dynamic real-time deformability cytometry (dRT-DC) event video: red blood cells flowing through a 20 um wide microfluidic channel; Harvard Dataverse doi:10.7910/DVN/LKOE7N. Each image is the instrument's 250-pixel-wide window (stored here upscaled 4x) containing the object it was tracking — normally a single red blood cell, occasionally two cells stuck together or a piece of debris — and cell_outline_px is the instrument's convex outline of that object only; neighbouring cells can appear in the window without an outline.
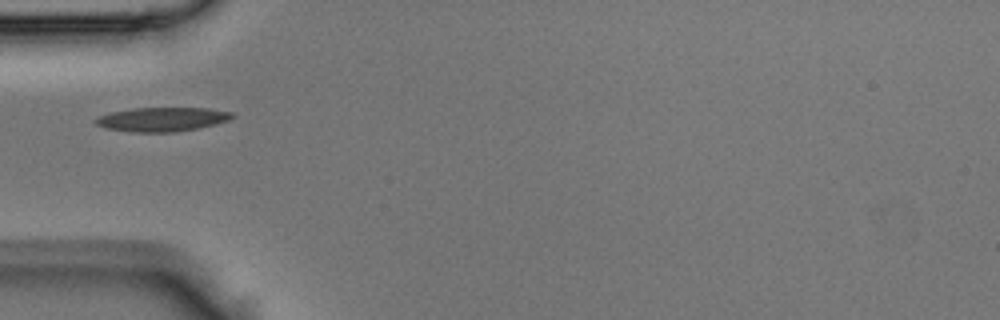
{"species": "Egyptian fruit bat (a non-hibernating species)", "species_latin": "Rousettus aegyptiacus", "temperature_condition": "room temperature", "stored_images_in_passage": 31, "camera_frame_rate_fps": 3000, "um_per_image_px": 0.085, "animal": {"sex": "male"}, "frame": {"image": 1, "passage_image": 1, "time_ms": 0.0, "image_size_px": [1000, 320], "cell_outline_px": [[236, 116], [228, 120], [216, 124], [196, 128], [172, 132], [132, 132], [104, 128], [96, 124], [92, 120], [96, 116], [112, 112], [132, 108], [208, 108], [236, 112]], "centroid_in_image_um": [13.77, 10.13], "position_along_channel_um": 71.2, "area_um2": 19.36}}
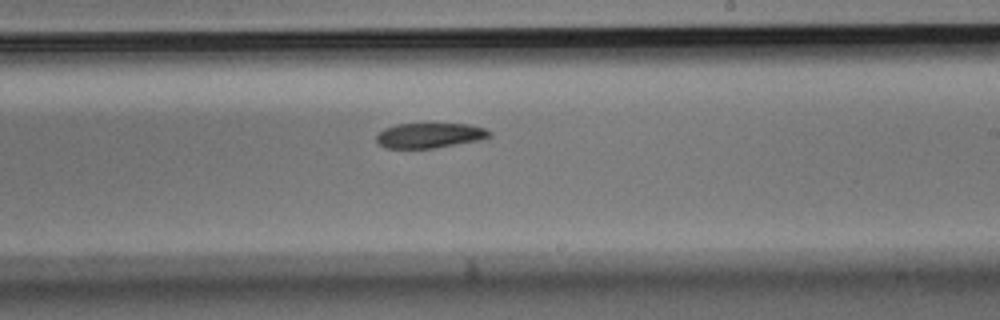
{"frame": {"image": 2, "passage_image": 13, "time_ms": 4.0, "image_size_px": [1000, 320], "cell_outline_px": [[492, 136], [484, 140], [436, 148], [384, 148], [376, 140], [376, 136], [384, 128], [396, 124], [468, 124], [484, 128], [492, 132]], "centroid_in_image_um": [36.58, 11.52], "position_along_channel_um": 252.4, "area_um2": 16.7}}
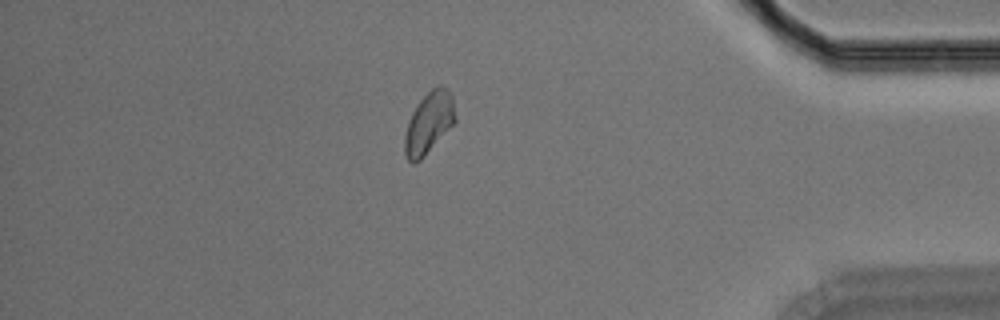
{"frame": {"image": 3, "passage_image": 25, "time_ms": 8.0, "image_size_px": [1000, 320], "cell_outline_px": [[456, 120], [420, 160], [412, 164], [408, 160], [404, 152], [404, 136], [408, 120], [412, 112], [420, 100], [436, 84], [440, 84], [448, 88], [452, 96], [456, 116]], "centroid_in_image_um": [36.44, 10.41], "position_along_channel_um": 398.8, "area_um2": 18.03}}